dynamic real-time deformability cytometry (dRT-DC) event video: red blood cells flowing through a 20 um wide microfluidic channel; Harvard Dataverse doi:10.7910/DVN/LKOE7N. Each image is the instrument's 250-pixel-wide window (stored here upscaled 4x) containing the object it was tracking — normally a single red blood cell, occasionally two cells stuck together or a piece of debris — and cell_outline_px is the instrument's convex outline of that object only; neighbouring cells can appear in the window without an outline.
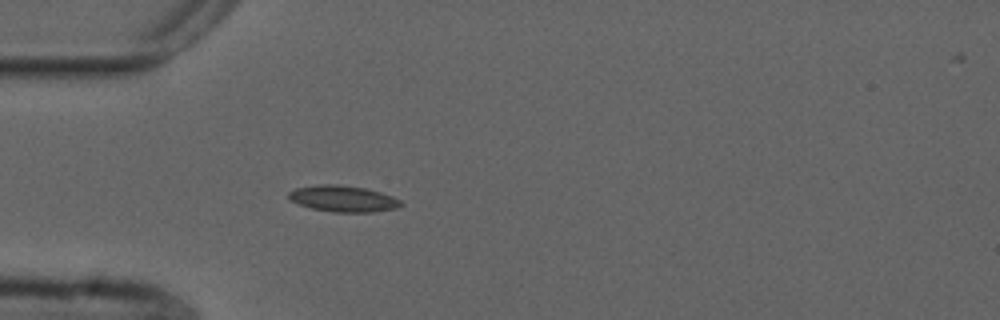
{"species": "common noctule bat (a hibernating species)", "species_latin": "Nyctalus noctula", "temperature_condition": "cold", "stored_images_in_passage": 35, "camera_frame_rate_fps": 3000, "um_per_image_px": 0.085, "animal": {"sex": "male", "forearm_length_mm": 52.5}, "frame": {"image": 1, "passage_image": 1, "time_ms": 0.0, "image_size_px": [1000, 320], "cell_outline_px": [[404, 204], [396, 208], [372, 212], [332, 212], [312, 208], [300, 204], [292, 200], [288, 196], [288, 192], [296, 188], [320, 184], [336, 184], [364, 188], [380, 192], [392, 196], [400, 200]], "centroid_in_image_um": [29.18, 16.89], "position_along_channel_um": 55.8, "area_um2": 16.99}}
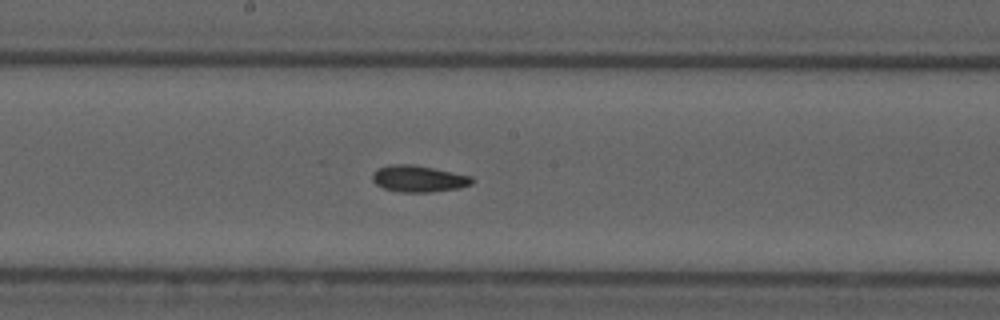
{"frame": {"image": 2, "passage_image": 14, "time_ms": 4.333, "image_size_px": [1000, 320], "cell_outline_px": [[476, 180], [472, 184], [460, 188], [428, 192], [400, 192], [384, 188], [376, 184], [372, 180], [372, 172], [376, 168], [388, 164], [412, 164], [472, 176]], "centroid_in_image_um": [35.56, 15.18], "position_along_channel_um": 212.6, "area_um2": 15.55}}
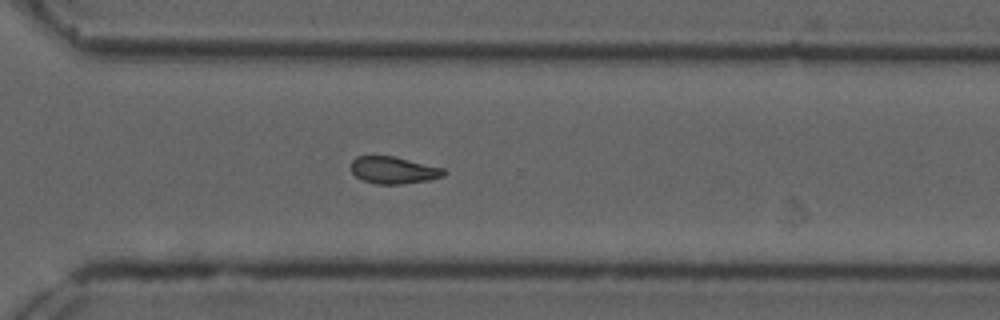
{"frame": {"image": 3, "passage_image": 24, "time_ms": 7.667, "image_size_px": [1000, 320], "cell_outline_px": [[448, 172], [444, 176], [428, 180], [400, 184], [376, 184], [360, 180], [352, 172], [352, 160], [356, 156], [392, 156], [444, 168]], "centroid_in_image_um": [33.45, 14.47], "position_along_channel_um": 337.1, "area_um2": 14.62}, "authors_computed_cell_mechanics": {"area_um2": 15.317, "velocity_mm_per_s": 3.7452, "shape_relaxation_time_tau1_ms": null, "shape_relaxation_time_tau2_ms": 6.8664, "deformation_change_tau1": null, "deformation_change_tau2": 0.1008}}